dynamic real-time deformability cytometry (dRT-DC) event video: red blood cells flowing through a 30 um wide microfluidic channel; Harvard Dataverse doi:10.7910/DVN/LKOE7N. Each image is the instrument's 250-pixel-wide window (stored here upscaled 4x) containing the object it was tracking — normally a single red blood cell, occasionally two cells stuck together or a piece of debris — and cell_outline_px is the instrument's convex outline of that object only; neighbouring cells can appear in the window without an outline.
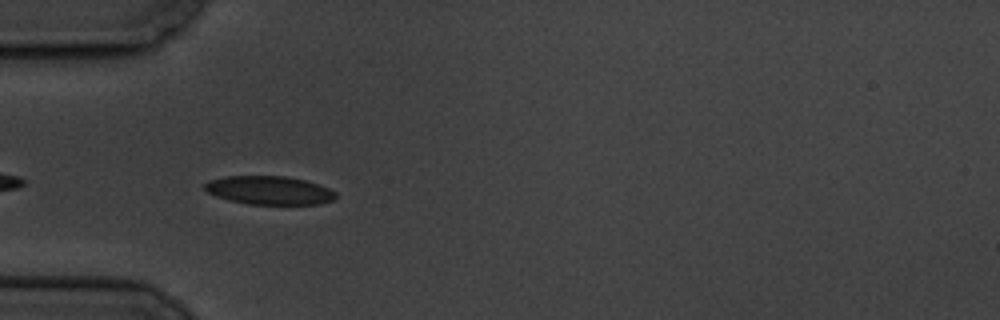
{"species": "common noctule bat (a hibernating species)", "species_latin": "Nyctalus noctula", "temperature_condition": "cold", "stored_images_in_passage": 2, "camera_frame_rate_fps": 3000, "um_per_image_px": 0.085, "animal": {"sex": "male", "body_mass_g": 19.5, "forearm_length_mm": 54.6}, "frame": {"image": 1, "passage_image": 1, "time_ms": 0.0, "image_size_px": [1000, 320], "cell_outline_px": [[336, 196], [332, 200], [320, 204], [248, 204], [228, 200], [216, 196], [208, 192], [204, 188], [204, 184], [208, 180], [224, 176], [288, 176], [304, 180], [328, 188], [336, 192]], "centroid_in_image_um": [22.85, 16.17], "position_along_channel_um": 62.1, "area_um2": 21.73}}
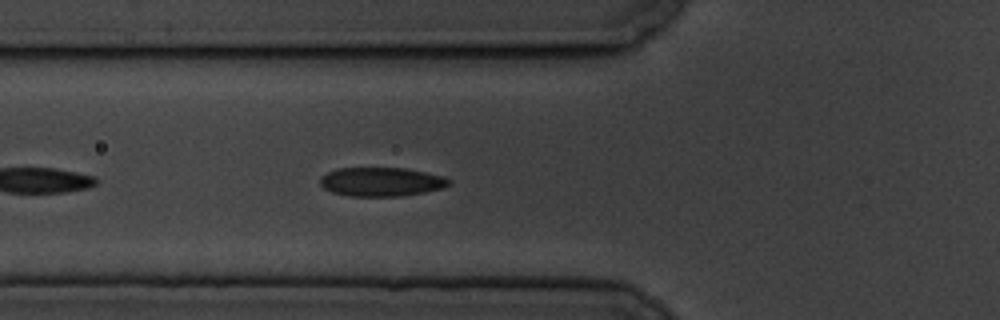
{"frame": {"image": 2, "passage_image": 2, "time_ms": 1.0, "image_size_px": [1000, 320], "cell_outline_px": [[452, 180], [444, 188], [424, 192], [400, 196], [348, 196], [332, 192], [324, 188], [320, 184], [320, 176], [336, 168], [404, 168], [444, 176]], "centroid_in_image_um": [32.4, 15.45], "position_along_channel_um": 93.4, "area_um2": 21.73}}